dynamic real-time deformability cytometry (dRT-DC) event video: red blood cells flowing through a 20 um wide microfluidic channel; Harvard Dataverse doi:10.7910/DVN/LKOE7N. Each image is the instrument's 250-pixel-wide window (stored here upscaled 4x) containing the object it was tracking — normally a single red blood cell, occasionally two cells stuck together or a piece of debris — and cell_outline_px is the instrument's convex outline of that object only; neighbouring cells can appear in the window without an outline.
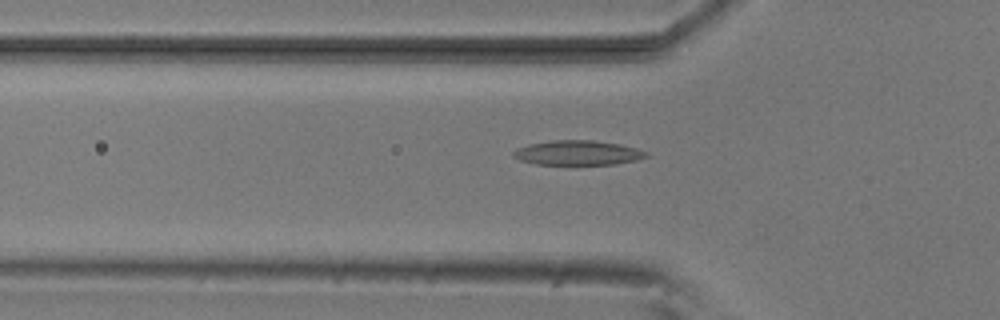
{"species": "common noctule bat (a hibernating species)", "species_latin": "Nyctalus noctula", "temperature_condition": "room temperature", "stored_images_in_passage": 52, "camera_frame_rate_fps": 3000, "um_per_image_px": 0.085, "animal": {"sex": "male", "body_mass_g": 20.5, "forearm_length_mm": 52.5}, "frame": {"image": 1, "passage_image": 17, "time_ms": 5.333, "image_size_px": [1000, 320], "cell_outline_px": [[648, 156], [636, 160], [616, 164], [536, 164], [520, 160], [512, 156], [512, 152], [516, 148], [528, 144], [552, 140], [592, 140], [620, 144], [636, 148], [648, 152]], "centroid_in_image_um": [49.09, 12.98], "position_along_channel_um": 76.7, "area_um2": 19.07}}
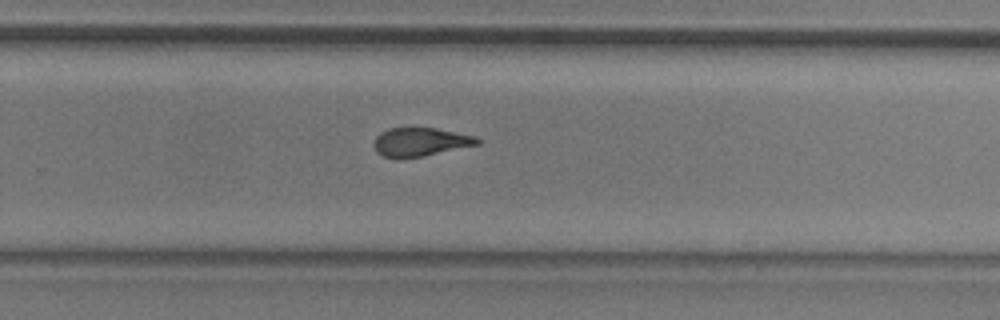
{"frame": {"image": 2, "passage_image": 34, "time_ms": 11.0, "image_size_px": [1000, 320], "cell_outline_px": [[484, 140], [480, 144], [400, 160], [396, 160], [384, 156], [376, 152], [376, 136], [380, 132], [388, 128], [436, 128], [476, 136]], "centroid_in_image_um": [35.75, 12.07], "position_along_channel_um": 294.0, "area_um2": 17.28}}
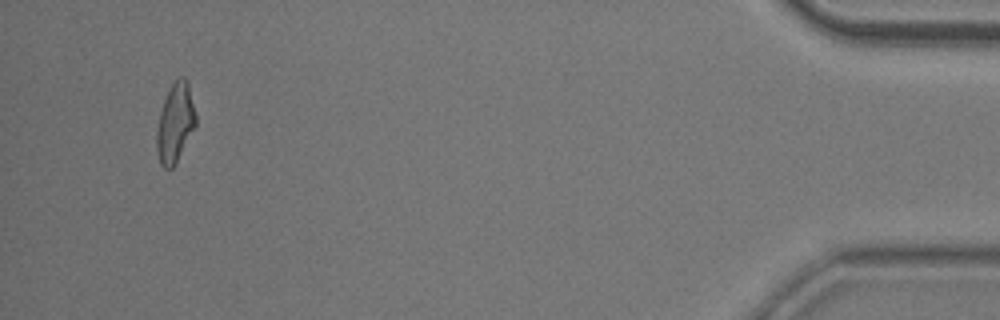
{"frame": {"image": 3, "passage_image": 50, "time_ms": 16.333, "image_size_px": [1000, 320], "cell_outline_px": [[196, 128], [172, 168], [164, 168], [160, 164], [156, 148], [156, 132], [160, 112], [164, 100], [172, 84], [180, 76], [184, 76], [188, 80], [196, 116]], "centroid_in_image_um": [14.9, 10.44], "position_along_channel_um": 420.3, "area_um2": 18.03}, "authors_computed_cell_mechanics": {"area_um2": 18.2648, "velocity_mm_per_s": 3.8239, "shape_relaxation_time_tau1_ms": 5.3008, "shape_relaxation_time_tau2_ms": 1.9429, "deformation_change_tau1": 0.179, "deformation_change_tau2": 0.094}}